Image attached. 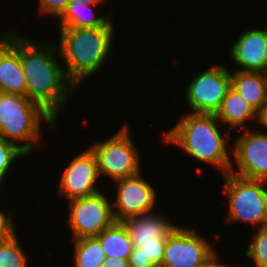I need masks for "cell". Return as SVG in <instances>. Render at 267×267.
<instances>
[{"label": "cell", "mask_w": 267, "mask_h": 267, "mask_svg": "<svg viewBox=\"0 0 267 267\" xmlns=\"http://www.w3.org/2000/svg\"><path fill=\"white\" fill-rule=\"evenodd\" d=\"M130 134L127 124H123L104 142L94 141L95 144L90 145L97 159L99 176H108L115 181L141 172V154Z\"/></svg>", "instance_id": "6"}, {"label": "cell", "mask_w": 267, "mask_h": 267, "mask_svg": "<svg viewBox=\"0 0 267 267\" xmlns=\"http://www.w3.org/2000/svg\"><path fill=\"white\" fill-rule=\"evenodd\" d=\"M42 119L56 128L54 118L27 96L0 92V138L16 145L22 142L20 148L27 155L41 137Z\"/></svg>", "instance_id": "4"}, {"label": "cell", "mask_w": 267, "mask_h": 267, "mask_svg": "<svg viewBox=\"0 0 267 267\" xmlns=\"http://www.w3.org/2000/svg\"><path fill=\"white\" fill-rule=\"evenodd\" d=\"M217 119L229 125L230 129H246V121L257 120V111L239 94L230 87L222 101L220 109L215 114Z\"/></svg>", "instance_id": "16"}, {"label": "cell", "mask_w": 267, "mask_h": 267, "mask_svg": "<svg viewBox=\"0 0 267 267\" xmlns=\"http://www.w3.org/2000/svg\"><path fill=\"white\" fill-rule=\"evenodd\" d=\"M166 218L158 212L155 213L154 210L123 221L130 234L133 247L140 248L142 245L166 242L167 237L177 227Z\"/></svg>", "instance_id": "15"}, {"label": "cell", "mask_w": 267, "mask_h": 267, "mask_svg": "<svg viewBox=\"0 0 267 267\" xmlns=\"http://www.w3.org/2000/svg\"><path fill=\"white\" fill-rule=\"evenodd\" d=\"M103 193L69 201L68 223L73 232L72 240L96 237L115 221L111 201Z\"/></svg>", "instance_id": "7"}, {"label": "cell", "mask_w": 267, "mask_h": 267, "mask_svg": "<svg viewBox=\"0 0 267 267\" xmlns=\"http://www.w3.org/2000/svg\"><path fill=\"white\" fill-rule=\"evenodd\" d=\"M39 12L42 14H52L53 17L59 18L65 11L69 0H39Z\"/></svg>", "instance_id": "25"}, {"label": "cell", "mask_w": 267, "mask_h": 267, "mask_svg": "<svg viewBox=\"0 0 267 267\" xmlns=\"http://www.w3.org/2000/svg\"><path fill=\"white\" fill-rule=\"evenodd\" d=\"M230 223H250L254 229L267 226V182L234 175H223ZM261 224V225H260Z\"/></svg>", "instance_id": "5"}, {"label": "cell", "mask_w": 267, "mask_h": 267, "mask_svg": "<svg viewBox=\"0 0 267 267\" xmlns=\"http://www.w3.org/2000/svg\"><path fill=\"white\" fill-rule=\"evenodd\" d=\"M57 46L20 37V63L26 81V96L39 104L57 122V115L76 87L54 56ZM61 107V108H60Z\"/></svg>", "instance_id": "1"}, {"label": "cell", "mask_w": 267, "mask_h": 267, "mask_svg": "<svg viewBox=\"0 0 267 267\" xmlns=\"http://www.w3.org/2000/svg\"><path fill=\"white\" fill-rule=\"evenodd\" d=\"M0 92L26 96V81L20 63V36L10 30L0 36Z\"/></svg>", "instance_id": "14"}, {"label": "cell", "mask_w": 267, "mask_h": 267, "mask_svg": "<svg viewBox=\"0 0 267 267\" xmlns=\"http://www.w3.org/2000/svg\"><path fill=\"white\" fill-rule=\"evenodd\" d=\"M96 238L101 243L106 257L128 259L133 250L130 234L123 222L114 221L105 228Z\"/></svg>", "instance_id": "18"}, {"label": "cell", "mask_w": 267, "mask_h": 267, "mask_svg": "<svg viewBox=\"0 0 267 267\" xmlns=\"http://www.w3.org/2000/svg\"><path fill=\"white\" fill-rule=\"evenodd\" d=\"M129 267H145L155 263H145V255L140 251V248H133L129 257Z\"/></svg>", "instance_id": "27"}, {"label": "cell", "mask_w": 267, "mask_h": 267, "mask_svg": "<svg viewBox=\"0 0 267 267\" xmlns=\"http://www.w3.org/2000/svg\"><path fill=\"white\" fill-rule=\"evenodd\" d=\"M256 230V235L248 244L246 256L254 261L255 267H267V226Z\"/></svg>", "instance_id": "22"}, {"label": "cell", "mask_w": 267, "mask_h": 267, "mask_svg": "<svg viewBox=\"0 0 267 267\" xmlns=\"http://www.w3.org/2000/svg\"><path fill=\"white\" fill-rule=\"evenodd\" d=\"M28 156L21 148L12 142L0 138V185L4 183L5 176L11 169L12 163L22 157Z\"/></svg>", "instance_id": "23"}, {"label": "cell", "mask_w": 267, "mask_h": 267, "mask_svg": "<svg viewBox=\"0 0 267 267\" xmlns=\"http://www.w3.org/2000/svg\"><path fill=\"white\" fill-rule=\"evenodd\" d=\"M231 76V87L258 111L267 99V73L236 70Z\"/></svg>", "instance_id": "17"}, {"label": "cell", "mask_w": 267, "mask_h": 267, "mask_svg": "<svg viewBox=\"0 0 267 267\" xmlns=\"http://www.w3.org/2000/svg\"><path fill=\"white\" fill-rule=\"evenodd\" d=\"M26 256L17 234L0 242V267H28Z\"/></svg>", "instance_id": "21"}, {"label": "cell", "mask_w": 267, "mask_h": 267, "mask_svg": "<svg viewBox=\"0 0 267 267\" xmlns=\"http://www.w3.org/2000/svg\"><path fill=\"white\" fill-rule=\"evenodd\" d=\"M102 0H69V3L73 4H82L85 3L87 5H98Z\"/></svg>", "instance_id": "31"}, {"label": "cell", "mask_w": 267, "mask_h": 267, "mask_svg": "<svg viewBox=\"0 0 267 267\" xmlns=\"http://www.w3.org/2000/svg\"><path fill=\"white\" fill-rule=\"evenodd\" d=\"M100 267H129L128 259L108 257Z\"/></svg>", "instance_id": "28"}, {"label": "cell", "mask_w": 267, "mask_h": 267, "mask_svg": "<svg viewBox=\"0 0 267 267\" xmlns=\"http://www.w3.org/2000/svg\"><path fill=\"white\" fill-rule=\"evenodd\" d=\"M145 267H160V266L157 265V264H153V265H148V266H145Z\"/></svg>", "instance_id": "32"}, {"label": "cell", "mask_w": 267, "mask_h": 267, "mask_svg": "<svg viewBox=\"0 0 267 267\" xmlns=\"http://www.w3.org/2000/svg\"><path fill=\"white\" fill-rule=\"evenodd\" d=\"M94 5L68 3L65 11L58 18L59 28H97L114 27L111 15L94 17L90 14L91 7Z\"/></svg>", "instance_id": "19"}, {"label": "cell", "mask_w": 267, "mask_h": 267, "mask_svg": "<svg viewBox=\"0 0 267 267\" xmlns=\"http://www.w3.org/2000/svg\"><path fill=\"white\" fill-rule=\"evenodd\" d=\"M225 66H213L195 75L186 90L189 113L216 114L222 105L231 76Z\"/></svg>", "instance_id": "8"}, {"label": "cell", "mask_w": 267, "mask_h": 267, "mask_svg": "<svg viewBox=\"0 0 267 267\" xmlns=\"http://www.w3.org/2000/svg\"><path fill=\"white\" fill-rule=\"evenodd\" d=\"M166 242L158 244L142 245L140 251L145 255V263H155L161 265L164 258V248Z\"/></svg>", "instance_id": "24"}, {"label": "cell", "mask_w": 267, "mask_h": 267, "mask_svg": "<svg viewBox=\"0 0 267 267\" xmlns=\"http://www.w3.org/2000/svg\"><path fill=\"white\" fill-rule=\"evenodd\" d=\"M58 55L66 62L68 80L77 88L82 80L93 76L110 55L114 27H60Z\"/></svg>", "instance_id": "3"}, {"label": "cell", "mask_w": 267, "mask_h": 267, "mask_svg": "<svg viewBox=\"0 0 267 267\" xmlns=\"http://www.w3.org/2000/svg\"><path fill=\"white\" fill-rule=\"evenodd\" d=\"M16 234L12 216L5 215V212L0 210V242L6 241Z\"/></svg>", "instance_id": "26"}, {"label": "cell", "mask_w": 267, "mask_h": 267, "mask_svg": "<svg viewBox=\"0 0 267 267\" xmlns=\"http://www.w3.org/2000/svg\"><path fill=\"white\" fill-rule=\"evenodd\" d=\"M219 125L222 126L215 114L186 113L165 133L164 139L182 148L192 158L217 166L225 175L234 162L229 154L232 153L231 149L226 148L232 138L228 131L222 135Z\"/></svg>", "instance_id": "2"}, {"label": "cell", "mask_w": 267, "mask_h": 267, "mask_svg": "<svg viewBox=\"0 0 267 267\" xmlns=\"http://www.w3.org/2000/svg\"><path fill=\"white\" fill-rule=\"evenodd\" d=\"M74 267H100L106 260L105 252L96 237L73 240Z\"/></svg>", "instance_id": "20"}, {"label": "cell", "mask_w": 267, "mask_h": 267, "mask_svg": "<svg viewBox=\"0 0 267 267\" xmlns=\"http://www.w3.org/2000/svg\"><path fill=\"white\" fill-rule=\"evenodd\" d=\"M99 177L96 156L88 147L65 168L58 192L68 201L96 194L100 192L95 188Z\"/></svg>", "instance_id": "12"}, {"label": "cell", "mask_w": 267, "mask_h": 267, "mask_svg": "<svg viewBox=\"0 0 267 267\" xmlns=\"http://www.w3.org/2000/svg\"><path fill=\"white\" fill-rule=\"evenodd\" d=\"M257 124L263 125L267 129V99L262 107L257 111Z\"/></svg>", "instance_id": "30"}, {"label": "cell", "mask_w": 267, "mask_h": 267, "mask_svg": "<svg viewBox=\"0 0 267 267\" xmlns=\"http://www.w3.org/2000/svg\"><path fill=\"white\" fill-rule=\"evenodd\" d=\"M232 151L237 170L232 164L230 173L267 182V134L243 129ZM236 170V171H235Z\"/></svg>", "instance_id": "11"}, {"label": "cell", "mask_w": 267, "mask_h": 267, "mask_svg": "<svg viewBox=\"0 0 267 267\" xmlns=\"http://www.w3.org/2000/svg\"><path fill=\"white\" fill-rule=\"evenodd\" d=\"M217 256L218 255H216V253L214 252L213 254L210 255L209 258H207L203 263L199 264L197 267H230L229 265L226 266L224 264H221Z\"/></svg>", "instance_id": "29"}, {"label": "cell", "mask_w": 267, "mask_h": 267, "mask_svg": "<svg viewBox=\"0 0 267 267\" xmlns=\"http://www.w3.org/2000/svg\"><path fill=\"white\" fill-rule=\"evenodd\" d=\"M194 229L176 227L167 237L160 267H197L214 253Z\"/></svg>", "instance_id": "10"}, {"label": "cell", "mask_w": 267, "mask_h": 267, "mask_svg": "<svg viewBox=\"0 0 267 267\" xmlns=\"http://www.w3.org/2000/svg\"><path fill=\"white\" fill-rule=\"evenodd\" d=\"M230 57L244 72L267 73V29H247L230 49Z\"/></svg>", "instance_id": "13"}, {"label": "cell", "mask_w": 267, "mask_h": 267, "mask_svg": "<svg viewBox=\"0 0 267 267\" xmlns=\"http://www.w3.org/2000/svg\"><path fill=\"white\" fill-rule=\"evenodd\" d=\"M114 182L117 185V196L111 206L115 221L123 222L132 216L153 212L157 192L143 179L141 172Z\"/></svg>", "instance_id": "9"}]
</instances>
